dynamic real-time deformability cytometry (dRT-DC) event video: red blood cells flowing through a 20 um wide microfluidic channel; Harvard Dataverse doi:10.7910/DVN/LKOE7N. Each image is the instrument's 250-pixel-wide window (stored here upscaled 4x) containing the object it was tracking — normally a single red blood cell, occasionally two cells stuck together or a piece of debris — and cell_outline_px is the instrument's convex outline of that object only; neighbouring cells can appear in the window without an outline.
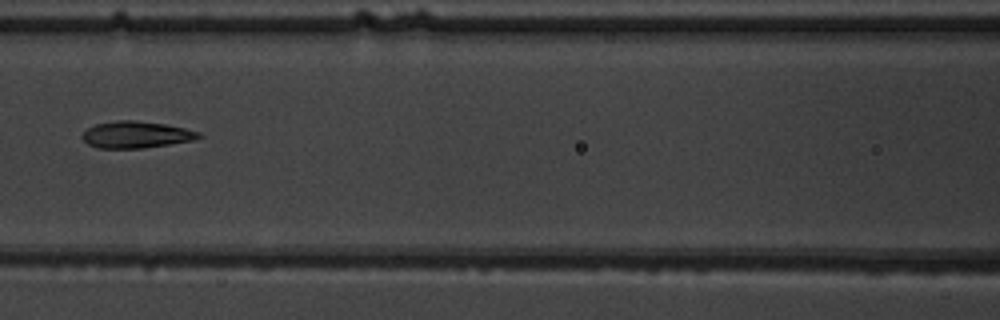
{"species": "common noctule bat (a hibernating species)", "species_latin": "Nyctalus noctula", "temperature_condition": "warm", "stored_images_in_passage": 6, "camera_frame_rate_fps": 3000, "um_per_image_px": 0.085, "animal": {"sex": "male", "body_mass_g": 19.5, "forearm_length_mm": 54.6}, "frame": {"image": 1, "passage_image": 6, "time_ms": 6.667, "image_size_px": [1000, 320], "cell_outline_px": [[204, 136], [192, 140], [144, 148], [96, 148], [88, 144], [80, 136], [88, 128], [96, 124], [116, 120], [136, 120], [164, 124], [184, 128], [200, 132]], "centroid_in_image_um": [11.55, 11.44], "position_along_channel_um": 155.0, "area_um2": 18.09}}